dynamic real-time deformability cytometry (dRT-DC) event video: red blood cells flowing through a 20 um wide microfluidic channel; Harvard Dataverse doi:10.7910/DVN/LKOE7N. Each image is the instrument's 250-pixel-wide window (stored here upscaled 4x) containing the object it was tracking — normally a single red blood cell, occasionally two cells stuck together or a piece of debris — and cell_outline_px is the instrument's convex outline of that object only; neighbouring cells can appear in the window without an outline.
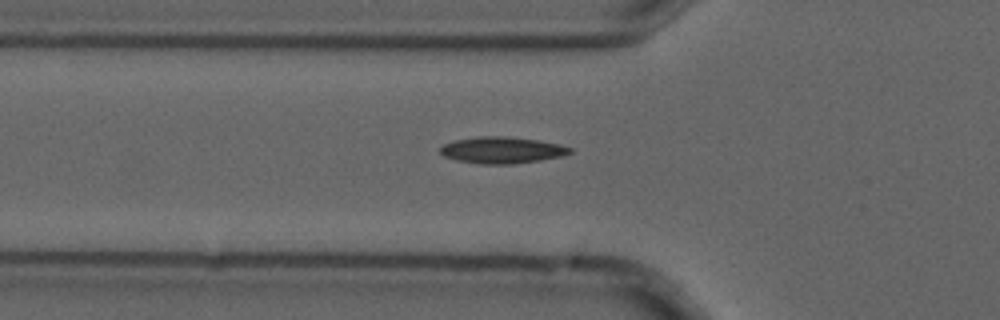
{"species": "common noctule bat (a hibernating species)", "species_latin": "Nyctalus noctula", "temperature_condition": "cold", "stored_images_in_passage": 5, "camera_frame_rate_fps": 3000, "um_per_image_px": 0.085, "animal": {"sex": "male", "forearm_length_mm": 52.5}, "frame": {"image": 1, "passage_image": 5, "time_ms": 1.333, "image_size_px": [1000, 320], "cell_outline_px": [[572, 152], [560, 156], [540, 160], [512, 164], [480, 164], [456, 160], [444, 156], [440, 152], [440, 148], [444, 144], [456, 140], [476, 136], [508, 136], [540, 140], [560, 144], [572, 148]], "centroid_in_image_um": [42.67, 12.75], "position_along_channel_um": 83.1, "area_um2": 20.11}}